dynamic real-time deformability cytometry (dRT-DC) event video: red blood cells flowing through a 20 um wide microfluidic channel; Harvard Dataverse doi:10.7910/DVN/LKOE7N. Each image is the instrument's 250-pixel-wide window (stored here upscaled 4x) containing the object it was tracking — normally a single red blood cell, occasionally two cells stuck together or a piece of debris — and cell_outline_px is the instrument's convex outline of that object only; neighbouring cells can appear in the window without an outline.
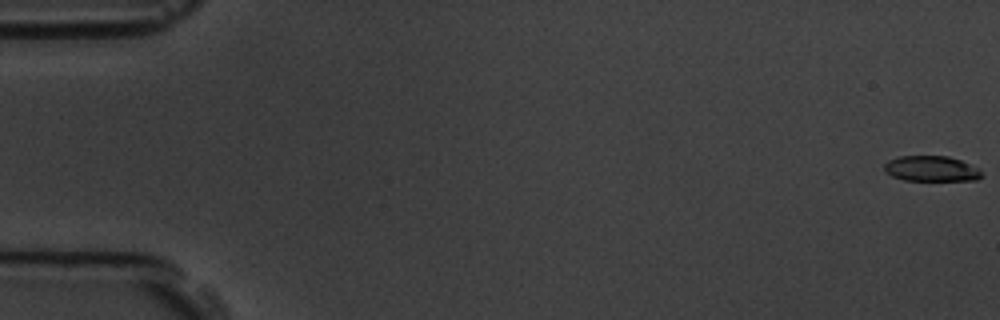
{"species": "common noctule bat (a hibernating species)", "species_latin": "Nyctalus noctula", "temperature_condition": "room temperature", "stored_images_in_passage": 7, "camera_frame_rate_fps": 3000, "um_per_image_px": 0.085, "animal": {"sex": "male", "body_mass_g": 19.5, "forearm_length_mm": 54.6}, "frame": {"image": 1, "passage_image": 1, "time_ms": 0.0, "image_size_px": [1000, 320], "cell_outline_px": [[984, 176], [976, 180], [904, 180], [892, 176], [884, 172], [884, 164], [888, 160], [900, 156], [948, 156], [960, 160], [980, 168]], "centroid_in_image_um": [79.18, 14.34], "position_along_channel_um": 5.8, "area_um2": 14.57}}
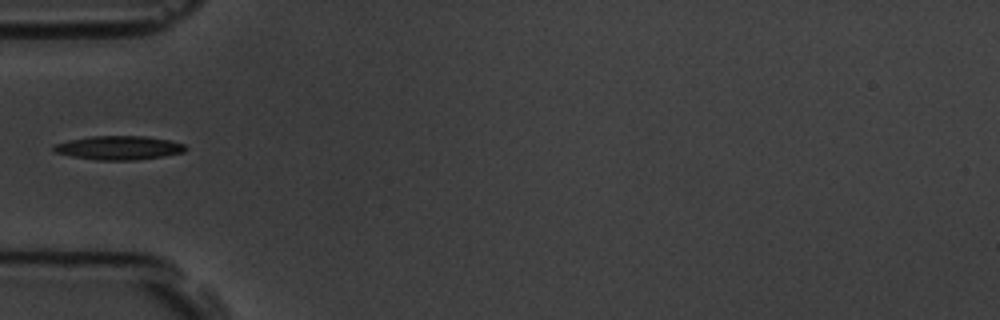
{"frame": {"image": 2, "passage_image": 6, "time_ms": 6.0, "image_size_px": [1000, 320], "cell_outline_px": [[188, 148], [184, 152], [164, 156], [136, 160], [96, 160], [72, 156], [56, 152], [52, 148], [52, 144], [68, 140], [88, 136], [144, 136], [168, 140], [184, 144]], "centroid_in_image_um": [10.08, 12.56], "position_along_channel_um": 74.9, "area_um2": 18.38}}
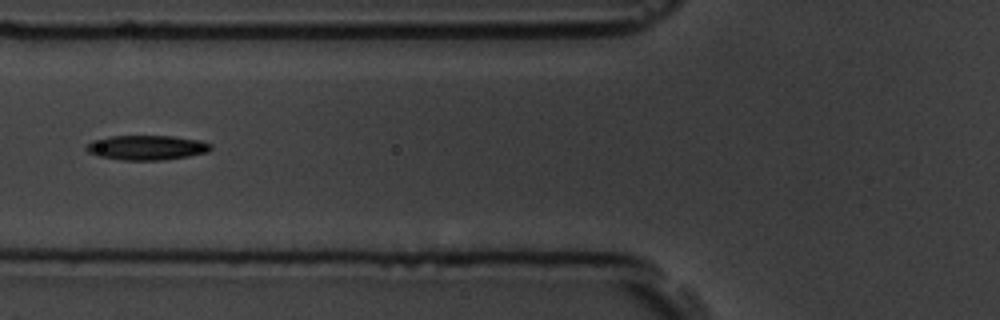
{"frame": {"image": 3, "passage_image": 7, "time_ms": 7.0, "image_size_px": [1000, 320], "cell_outline_px": [[212, 148], [208, 152], [188, 156], [160, 160], [124, 160], [96, 156], [88, 152], [84, 148], [92, 140], [112, 136], [172, 136], [200, 140], [212, 144]], "centroid_in_image_um": [12.46, 12.54], "position_along_channel_um": 113.3, "area_um2": 17.92}}